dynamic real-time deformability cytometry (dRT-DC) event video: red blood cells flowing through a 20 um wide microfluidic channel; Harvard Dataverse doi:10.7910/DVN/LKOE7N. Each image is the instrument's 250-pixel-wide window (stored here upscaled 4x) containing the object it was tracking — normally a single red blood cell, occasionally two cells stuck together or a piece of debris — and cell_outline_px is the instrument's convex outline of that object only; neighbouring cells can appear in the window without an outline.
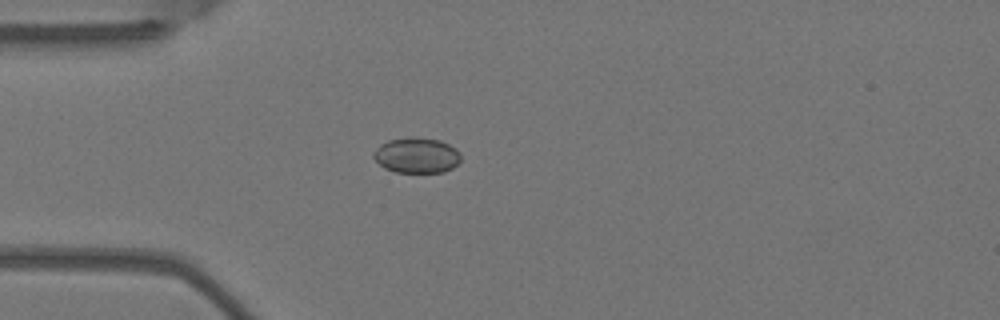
{"species": "Egyptian fruit bat (a non-hibernating species)", "species_latin": "Rousettus aegyptiacus", "temperature_condition": "warm", "stored_images_in_passage": 1, "camera_frame_rate_fps": 3000, "um_per_image_px": 0.085, "animal": {"sex": "female"}, "frame": {"image": 1, "passage_image": 1, "time_ms": 0.0, "image_size_px": [1000, 320], "cell_outline_px": [[460, 160], [452, 168], [444, 172], [396, 172], [384, 168], [372, 156], [372, 152], [380, 144], [388, 140], [412, 136], [416, 136], [440, 140], [456, 148], [460, 152]], "centroid_in_image_um": [35.4, 13.18], "position_along_channel_um": 49.6, "area_um2": 18.21}}